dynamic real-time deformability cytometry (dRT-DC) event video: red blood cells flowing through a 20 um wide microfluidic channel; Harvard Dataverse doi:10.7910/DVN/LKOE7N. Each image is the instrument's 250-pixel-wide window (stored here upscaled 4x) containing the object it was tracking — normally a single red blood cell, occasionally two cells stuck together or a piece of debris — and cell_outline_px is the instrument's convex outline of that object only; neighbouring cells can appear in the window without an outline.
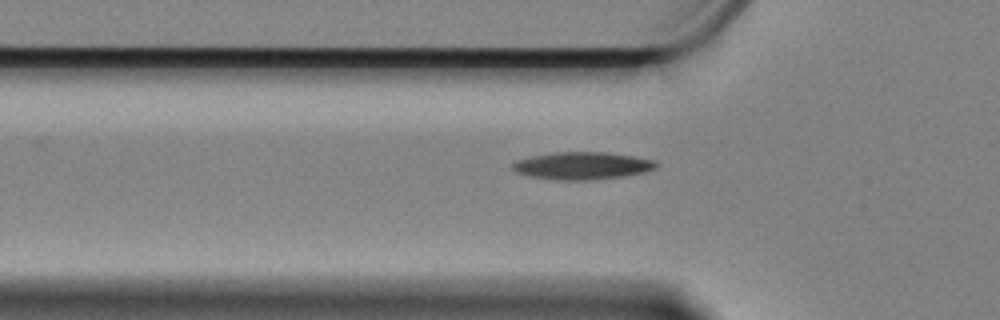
{"species": "Egyptian fruit bat (a non-hibernating species)", "species_latin": "Rousettus aegyptiacus", "temperature_condition": "cold", "stored_images_in_passage": 44, "camera_frame_rate_fps": 3000, "um_per_image_px": 0.085, "animal": {"sex": "female"}, "frame": {"image": 1, "passage_image": 6, "time_ms": 1.667, "image_size_px": [1000, 320], "cell_outline_px": [[660, 164], [656, 168], [644, 172], [620, 176], [592, 180], [556, 180], [528, 176], [516, 172], [512, 168], [512, 164], [516, 160], [532, 156], [552, 152], [608, 152], [656, 160]], "centroid_in_image_um": [49.49, 14.08], "position_along_channel_um": 76.3, "area_um2": 23.06}}
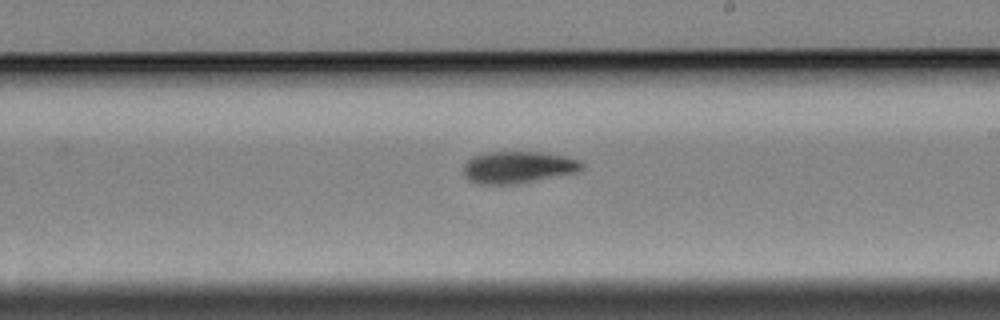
{"frame": {"image": 2, "passage_image": 21, "time_ms": 6.667, "image_size_px": [1000, 320], "cell_outline_px": [[584, 168], [576, 172], [512, 184], [476, 184], [468, 180], [464, 176], [464, 164], [472, 156], [484, 152], [540, 152], [564, 156], [580, 160], [584, 164]], "centroid_in_image_um": [43.99, 14.2], "position_along_channel_um": 245.0, "area_um2": 21.91}}
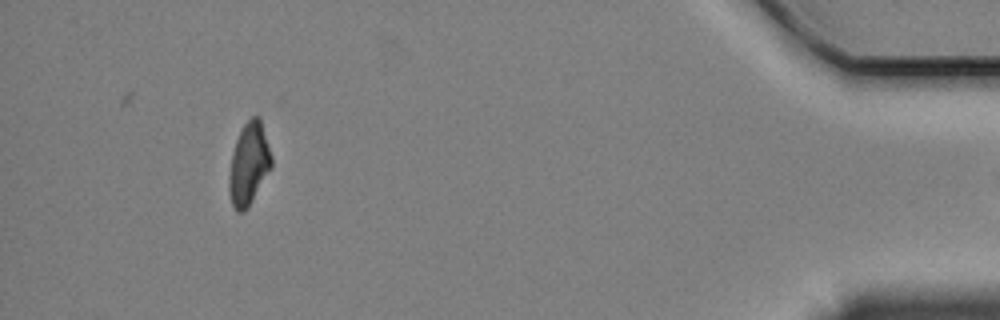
{"frame": {"image": 3, "passage_image": 42, "time_ms": 13.667, "image_size_px": [1000, 320], "cell_outline_px": [[272, 168], [248, 208], [244, 212], [236, 212], [232, 204], [228, 188], [228, 176], [232, 152], [236, 140], [244, 124], [252, 116], [256, 116], [260, 120], [272, 156]], "centroid_in_image_um": [21.14, 13.99], "position_along_channel_um": 414.1, "area_um2": 20.35}, "authors_computed_cell_mechanics": {"area_um2": 21.8773, "velocity_mm_per_s": 3.362, "shape_relaxation_time_tau1_ms": 6.8384, "shape_relaxation_time_tau2_ms": null, "deformation_change_tau1": 0.1583, "deformation_change_tau2": null}}